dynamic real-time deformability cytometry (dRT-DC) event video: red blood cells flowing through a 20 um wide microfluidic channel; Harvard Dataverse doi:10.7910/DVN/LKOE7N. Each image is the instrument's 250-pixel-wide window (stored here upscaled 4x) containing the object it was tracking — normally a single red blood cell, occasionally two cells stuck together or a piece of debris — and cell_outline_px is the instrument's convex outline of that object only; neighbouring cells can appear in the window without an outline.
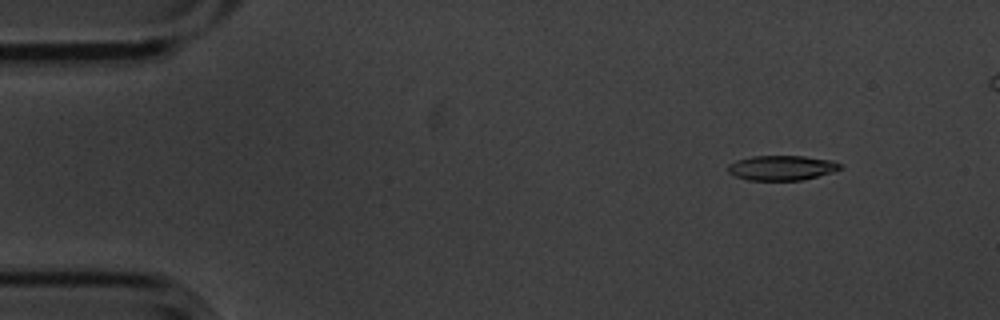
{"species": "common noctule bat (a hibernating species)", "species_latin": "Nyctalus noctula", "temperature_condition": "cold", "stored_images_in_passage": 5, "camera_frame_rate_fps": 3000, "um_per_image_px": 0.085, "animal": {"sex": "male", "body_mass_g": 20.1, "forearm_length_mm": 53.5}, "frame": {"image": 1, "passage_image": 1, "time_ms": 0.0, "image_size_px": [1000, 320], "cell_outline_px": [[840, 168], [832, 172], [800, 180], [748, 180], [736, 176], [728, 172], [728, 164], [736, 160], [752, 156], [804, 156], [832, 160], [840, 164]], "centroid_in_image_um": [66.4, 14.26], "position_along_channel_um": 18.6, "area_um2": 16.07}}